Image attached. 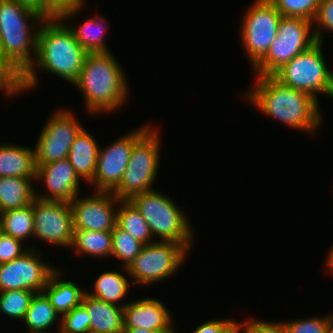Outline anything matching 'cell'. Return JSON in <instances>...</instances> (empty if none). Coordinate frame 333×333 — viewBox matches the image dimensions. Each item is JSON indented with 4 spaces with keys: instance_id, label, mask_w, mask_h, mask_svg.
<instances>
[{
    "instance_id": "1",
    "label": "cell",
    "mask_w": 333,
    "mask_h": 333,
    "mask_svg": "<svg viewBox=\"0 0 333 333\" xmlns=\"http://www.w3.org/2000/svg\"><path fill=\"white\" fill-rule=\"evenodd\" d=\"M86 55L69 23L61 17L45 18L37 34L36 60L23 75L24 92L38 85L37 66L43 72L60 76L73 84L79 77Z\"/></svg>"
},
{
    "instance_id": "2",
    "label": "cell",
    "mask_w": 333,
    "mask_h": 333,
    "mask_svg": "<svg viewBox=\"0 0 333 333\" xmlns=\"http://www.w3.org/2000/svg\"><path fill=\"white\" fill-rule=\"evenodd\" d=\"M244 100L290 128L313 134L322 122L319 101L309 94L280 83L273 76H256Z\"/></svg>"
},
{
    "instance_id": "3",
    "label": "cell",
    "mask_w": 333,
    "mask_h": 333,
    "mask_svg": "<svg viewBox=\"0 0 333 333\" xmlns=\"http://www.w3.org/2000/svg\"><path fill=\"white\" fill-rule=\"evenodd\" d=\"M125 72L111 52L87 53L78 79L72 84L82 92L92 114L114 112L128 98Z\"/></svg>"
},
{
    "instance_id": "4",
    "label": "cell",
    "mask_w": 333,
    "mask_h": 333,
    "mask_svg": "<svg viewBox=\"0 0 333 333\" xmlns=\"http://www.w3.org/2000/svg\"><path fill=\"white\" fill-rule=\"evenodd\" d=\"M44 19L38 12L16 0H0V49L22 76L35 60L31 55L36 57L37 53L39 26L36 27ZM32 52L34 54H31Z\"/></svg>"
},
{
    "instance_id": "5",
    "label": "cell",
    "mask_w": 333,
    "mask_h": 333,
    "mask_svg": "<svg viewBox=\"0 0 333 333\" xmlns=\"http://www.w3.org/2000/svg\"><path fill=\"white\" fill-rule=\"evenodd\" d=\"M130 201L149 224L152 235L161 239L158 241L181 244L188 251L192 249L191 223L173 199L153 189L134 195Z\"/></svg>"
},
{
    "instance_id": "6",
    "label": "cell",
    "mask_w": 333,
    "mask_h": 333,
    "mask_svg": "<svg viewBox=\"0 0 333 333\" xmlns=\"http://www.w3.org/2000/svg\"><path fill=\"white\" fill-rule=\"evenodd\" d=\"M322 46V42L317 41L272 76L283 85L305 92L317 101L319 93L332 97V70L326 64Z\"/></svg>"
},
{
    "instance_id": "7",
    "label": "cell",
    "mask_w": 333,
    "mask_h": 333,
    "mask_svg": "<svg viewBox=\"0 0 333 333\" xmlns=\"http://www.w3.org/2000/svg\"><path fill=\"white\" fill-rule=\"evenodd\" d=\"M150 128L134 143L121 181L112 191L119 200H130L136 194L154 189L151 187L158 173L161 142L160 131Z\"/></svg>"
},
{
    "instance_id": "8",
    "label": "cell",
    "mask_w": 333,
    "mask_h": 333,
    "mask_svg": "<svg viewBox=\"0 0 333 333\" xmlns=\"http://www.w3.org/2000/svg\"><path fill=\"white\" fill-rule=\"evenodd\" d=\"M313 22L282 16L277 36L267 54L252 68L256 75L272 76L284 64L317 42Z\"/></svg>"
},
{
    "instance_id": "9",
    "label": "cell",
    "mask_w": 333,
    "mask_h": 333,
    "mask_svg": "<svg viewBox=\"0 0 333 333\" xmlns=\"http://www.w3.org/2000/svg\"><path fill=\"white\" fill-rule=\"evenodd\" d=\"M189 251L181 244L155 241L144 245L130 265L122 270L133 280L132 285H150L174 276L184 264Z\"/></svg>"
},
{
    "instance_id": "10",
    "label": "cell",
    "mask_w": 333,
    "mask_h": 333,
    "mask_svg": "<svg viewBox=\"0 0 333 333\" xmlns=\"http://www.w3.org/2000/svg\"><path fill=\"white\" fill-rule=\"evenodd\" d=\"M244 13L241 44L253 68L269 51L282 15L270 0H254Z\"/></svg>"
},
{
    "instance_id": "11",
    "label": "cell",
    "mask_w": 333,
    "mask_h": 333,
    "mask_svg": "<svg viewBox=\"0 0 333 333\" xmlns=\"http://www.w3.org/2000/svg\"><path fill=\"white\" fill-rule=\"evenodd\" d=\"M35 145L36 164H47L68 158L76 135L83 128L72 111L60 109L52 113Z\"/></svg>"
},
{
    "instance_id": "12",
    "label": "cell",
    "mask_w": 333,
    "mask_h": 333,
    "mask_svg": "<svg viewBox=\"0 0 333 333\" xmlns=\"http://www.w3.org/2000/svg\"><path fill=\"white\" fill-rule=\"evenodd\" d=\"M34 237L51 245L70 247L73 242V214L69 202L33 200Z\"/></svg>"
},
{
    "instance_id": "13",
    "label": "cell",
    "mask_w": 333,
    "mask_h": 333,
    "mask_svg": "<svg viewBox=\"0 0 333 333\" xmlns=\"http://www.w3.org/2000/svg\"><path fill=\"white\" fill-rule=\"evenodd\" d=\"M149 124L118 137L104 149L99 148L97 168L93 180L95 191L112 192L126 170L134 143L149 129Z\"/></svg>"
},
{
    "instance_id": "14",
    "label": "cell",
    "mask_w": 333,
    "mask_h": 333,
    "mask_svg": "<svg viewBox=\"0 0 333 333\" xmlns=\"http://www.w3.org/2000/svg\"><path fill=\"white\" fill-rule=\"evenodd\" d=\"M36 252L37 249L29 247L20 257L0 264V292L19 289L43 292L56 268L42 261Z\"/></svg>"
},
{
    "instance_id": "15",
    "label": "cell",
    "mask_w": 333,
    "mask_h": 333,
    "mask_svg": "<svg viewBox=\"0 0 333 333\" xmlns=\"http://www.w3.org/2000/svg\"><path fill=\"white\" fill-rule=\"evenodd\" d=\"M78 196L70 202L74 230L112 231L117 224V207L115 210L113 206H118L120 200L112 192L104 191H94L89 197Z\"/></svg>"
},
{
    "instance_id": "16",
    "label": "cell",
    "mask_w": 333,
    "mask_h": 333,
    "mask_svg": "<svg viewBox=\"0 0 333 333\" xmlns=\"http://www.w3.org/2000/svg\"><path fill=\"white\" fill-rule=\"evenodd\" d=\"M35 180L45 184L46 193H35L36 198L71 202L80 192V178L68 158L47 164H36Z\"/></svg>"
},
{
    "instance_id": "17",
    "label": "cell",
    "mask_w": 333,
    "mask_h": 333,
    "mask_svg": "<svg viewBox=\"0 0 333 333\" xmlns=\"http://www.w3.org/2000/svg\"><path fill=\"white\" fill-rule=\"evenodd\" d=\"M171 312L156 298L136 299L123 307L124 328H144L157 332H175Z\"/></svg>"
},
{
    "instance_id": "18",
    "label": "cell",
    "mask_w": 333,
    "mask_h": 333,
    "mask_svg": "<svg viewBox=\"0 0 333 333\" xmlns=\"http://www.w3.org/2000/svg\"><path fill=\"white\" fill-rule=\"evenodd\" d=\"M82 305L90 317V333H124L123 307L96 299L87 292Z\"/></svg>"
},
{
    "instance_id": "19",
    "label": "cell",
    "mask_w": 333,
    "mask_h": 333,
    "mask_svg": "<svg viewBox=\"0 0 333 333\" xmlns=\"http://www.w3.org/2000/svg\"><path fill=\"white\" fill-rule=\"evenodd\" d=\"M99 146L91 133L82 128L70 148L68 159L81 180L90 183L95 175Z\"/></svg>"
},
{
    "instance_id": "20",
    "label": "cell",
    "mask_w": 333,
    "mask_h": 333,
    "mask_svg": "<svg viewBox=\"0 0 333 333\" xmlns=\"http://www.w3.org/2000/svg\"><path fill=\"white\" fill-rule=\"evenodd\" d=\"M35 151L28 146L0 144V177L35 178Z\"/></svg>"
},
{
    "instance_id": "21",
    "label": "cell",
    "mask_w": 333,
    "mask_h": 333,
    "mask_svg": "<svg viewBox=\"0 0 333 333\" xmlns=\"http://www.w3.org/2000/svg\"><path fill=\"white\" fill-rule=\"evenodd\" d=\"M61 274V270L56 269L50 275L43 292L58 314L62 316L82 304L86 290L79 288L71 281L60 279Z\"/></svg>"
},
{
    "instance_id": "22",
    "label": "cell",
    "mask_w": 333,
    "mask_h": 333,
    "mask_svg": "<svg viewBox=\"0 0 333 333\" xmlns=\"http://www.w3.org/2000/svg\"><path fill=\"white\" fill-rule=\"evenodd\" d=\"M35 178L0 177V209L2 212L26 207L36 198Z\"/></svg>"
},
{
    "instance_id": "23",
    "label": "cell",
    "mask_w": 333,
    "mask_h": 333,
    "mask_svg": "<svg viewBox=\"0 0 333 333\" xmlns=\"http://www.w3.org/2000/svg\"><path fill=\"white\" fill-rule=\"evenodd\" d=\"M117 225L144 245L158 241L152 239L154 237L149 224L130 200L119 201Z\"/></svg>"
},
{
    "instance_id": "24",
    "label": "cell",
    "mask_w": 333,
    "mask_h": 333,
    "mask_svg": "<svg viewBox=\"0 0 333 333\" xmlns=\"http://www.w3.org/2000/svg\"><path fill=\"white\" fill-rule=\"evenodd\" d=\"M74 253L78 255H89L93 257H111L112 232L74 230L73 242Z\"/></svg>"
},
{
    "instance_id": "25",
    "label": "cell",
    "mask_w": 333,
    "mask_h": 333,
    "mask_svg": "<svg viewBox=\"0 0 333 333\" xmlns=\"http://www.w3.org/2000/svg\"><path fill=\"white\" fill-rule=\"evenodd\" d=\"M129 281L126 276L115 271H105L94 282V292L86 291L92 297L106 303L124 307L127 303H117L123 300L129 289Z\"/></svg>"
},
{
    "instance_id": "26",
    "label": "cell",
    "mask_w": 333,
    "mask_h": 333,
    "mask_svg": "<svg viewBox=\"0 0 333 333\" xmlns=\"http://www.w3.org/2000/svg\"><path fill=\"white\" fill-rule=\"evenodd\" d=\"M58 315L46 294L39 292L32 297L23 321L28 332L47 331L56 324Z\"/></svg>"
},
{
    "instance_id": "27",
    "label": "cell",
    "mask_w": 333,
    "mask_h": 333,
    "mask_svg": "<svg viewBox=\"0 0 333 333\" xmlns=\"http://www.w3.org/2000/svg\"><path fill=\"white\" fill-rule=\"evenodd\" d=\"M105 18L91 17L84 21L79 27L69 25L76 40L86 50L87 53L111 52L108 49L103 34L106 32Z\"/></svg>"
},
{
    "instance_id": "28",
    "label": "cell",
    "mask_w": 333,
    "mask_h": 333,
    "mask_svg": "<svg viewBox=\"0 0 333 333\" xmlns=\"http://www.w3.org/2000/svg\"><path fill=\"white\" fill-rule=\"evenodd\" d=\"M1 229L6 235L22 242L34 236L33 203L19 209H11L1 214Z\"/></svg>"
},
{
    "instance_id": "29",
    "label": "cell",
    "mask_w": 333,
    "mask_h": 333,
    "mask_svg": "<svg viewBox=\"0 0 333 333\" xmlns=\"http://www.w3.org/2000/svg\"><path fill=\"white\" fill-rule=\"evenodd\" d=\"M112 232V253L111 256L122 260L123 267L127 268L134 258L141 252L144 244L136 240L117 224Z\"/></svg>"
},
{
    "instance_id": "30",
    "label": "cell",
    "mask_w": 333,
    "mask_h": 333,
    "mask_svg": "<svg viewBox=\"0 0 333 333\" xmlns=\"http://www.w3.org/2000/svg\"><path fill=\"white\" fill-rule=\"evenodd\" d=\"M34 294L35 292L25 289L1 291L0 312L23 321Z\"/></svg>"
},
{
    "instance_id": "31",
    "label": "cell",
    "mask_w": 333,
    "mask_h": 333,
    "mask_svg": "<svg viewBox=\"0 0 333 333\" xmlns=\"http://www.w3.org/2000/svg\"><path fill=\"white\" fill-rule=\"evenodd\" d=\"M282 16L315 19L320 0H270Z\"/></svg>"
},
{
    "instance_id": "32",
    "label": "cell",
    "mask_w": 333,
    "mask_h": 333,
    "mask_svg": "<svg viewBox=\"0 0 333 333\" xmlns=\"http://www.w3.org/2000/svg\"><path fill=\"white\" fill-rule=\"evenodd\" d=\"M11 97L24 91L23 76L4 57L0 49V91Z\"/></svg>"
},
{
    "instance_id": "33",
    "label": "cell",
    "mask_w": 333,
    "mask_h": 333,
    "mask_svg": "<svg viewBox=\"0 0 333 333\" xmlns=\"http://www.w3.org/2000/svg\"><path fill=\"white\" fill-rule=\"evenodd\" d=\"M60 333H90V317L86 308L81 304L70 312L60 316Z\"/></svg>"
},
{
    "instance_id": "34",
    "label": "cell",
    "mask_w": 333,
    "mask_h": 333,
    "mask_svg": "<svg viewBox=\"0 0 333 333\" xmlns=\"http://www.w3.org/2000/svg\"><path fill=\"white\" fill-rule=\"evenodd\" d=\"M84 1L86 0H44V18L61 17L65 22L69 21L84 7Z\"/></svg>"
},
{
    "instance_id": "35",
    "label": "cell",
    "mask_w": 333,
    "mask_h": 333,
    "mask_svg": "<svg viewBox=\"0 0 333 333\" xmlns=\"http://www.w3.org/2000/svg\"><path fill=\"white\" fill-rule=\"evenodd\" d=\"M332 316H321L306 318V319H296L293 321L284 322L287 333H326V328L329 318Z\"/></svg>"
},
{
    "instance_id": "36",
    "label": "cell",
    "mask_w": 333,
    "mask_h": 333,
    "mask_svg": "<svg viewBox=\"0 0 333 333\" xmlns=\"http://www.w3.org/2000/svg\"><path fill=\"white\" fill-rule=\"evenodd\" d=\"M314 27V34L317 41L323 43L324 36L323 32L324 29L333 32V0H320L319 9L313 20Z\"/></svg>"
},
{
    "instance_id": "37",
    "label": "cell",
    "mask_w": 333,
    "mask_h": 333,
    "mask_svg": "<svg viewBox=\"0 0 333 333\" xmlns=\"http://www.w3.org/2000/svg\"><path fill=\"white\" fill-rule=\"evenodd\" d=\"M244 322V324L237 322V333H287L284 321L271 323L254 319L252 321V318H250Z\"/></svg>"
},
{
    "instance_id": "38",
    "label": "cell",
    "mask_w": 333,
    "mask_h": 333,
    "mask_svg": "<svg viewBox=\"0 0 333 333\" xmlns=\"http://www.w3.org/2000/svg\"><path fill=\"white\" fill-rule=\"evenodd\" d=\"M23 242L19 239H15L12 236L6 235L3 232L0 233V264L8 263L15 258L20 257L25 253L27 248L22 247Z\"/></svg>"
},
{
    "instance_id": "39",
    "label": "cell",
    "mask_w": 333,
    "mask_h": 333,
    "mask_svg": "<svg viewBox=\"0 0 333 333\" xmlns=\"http://www.w3.org/2000/svg\"><path fill=\"white\" fill-rule=\"evenodd\" d=\"M237 322L233 319L209 320L196 327L193 333H237Z\"/></svg>"
},
{
    "instance_id": "40",
    "label": "cell",
    "mask_w": 333,
    "mask_h": 333,
    "mask_svg": "<svg viewBox=\"0 0 333 333\" xmlns=\"http://www.w3.org/2000/svg\"><path fill=\"white\" fill-rule=\"evenodd\" d=\"M20 4L27 6L44 17V0H16Z\"/></svg>"
},
{
    "instance_id": "41",
    "label": "cell",
    "mask_w": 333,
    "mask_h": 333,
    "mask_svg": "<svg viewBox=\"0 0 333 333\" xmlns=\"http://www.w3.org/2000/svg\"><path fill=\"white\" fill-rule=\"evenodd\" d=\"M124 333H176V332H157L144 328H124Z\"/></svg>"
},
{
    "instance_id": "42",
    "label": "cell",
    "mask_w": 333,
    "mask_h": 333,
    "mask_svg": "<svg viewBox=\"0 0 333 333\" xmlns=\"http://www.w3.org/2000/svg\"><path fill=\"white\" fill-rule=\"evenodd\" d=\"M326 263H327V270L329 272H331L333 274V245H332V248L330 249L329 253H328V257L326 259Z\"/></svg>"
},
{
    "instance_id": "43",
    "label": "cell",
    "mask_w": 333,
    "mask_h": 333,
    "mask_svg": "<svg viewBox=\"0 0 333 333\" xmlns=\"http://www.w3.org/2000/svg\"><path fill=\"white\" fill-rule=\"evenodd\" d=\"M326 333H333V315L328 320Z\"/></svg>"
},
{
    "instance_id": "44",
    "label": "cell",
    "mask_w": 333,
    "mask_h": 333,
    "mask_svg": "<svg viewBox=\"0 0 333 333\" xmlns=\"http://www.w3.org/2000/svg\"><path fill=\"white\" fill-rule=\"evenodd\" d=\"M29 333H53V332H47V331H40V332H29ZM56 333V332H55ZM58 333H60V330H58Z\"/></svg>"
},
{
    "instance_id": "45",
    "label": "cell",
    "mask_w": 333,
    "mask_h": 333,
    "mask_svg": "<svg viewBox=\"0 0 333 333\" xmlns=\"http://www.w3.org/2000/svg\"><path fill=\"white\" fill-rule=\"evenodd\" d=\"M332 98H333V71H332Z\"/></svg>"
},
{
    "instance_id": "46",
    "label": "cell",
    "mask_w": 333,
    "mask_h": 333,
    "mask_svg": "<svg viewBox=\"0 0 333 333\" xmlns=\"http://www.w3.org/2000/svg\"><path fill=\"white\" fill-rule=\"evenodd\" d=\"M2 232V229H1V219H0V233Z\"/></svg>"
}]
</instances>
